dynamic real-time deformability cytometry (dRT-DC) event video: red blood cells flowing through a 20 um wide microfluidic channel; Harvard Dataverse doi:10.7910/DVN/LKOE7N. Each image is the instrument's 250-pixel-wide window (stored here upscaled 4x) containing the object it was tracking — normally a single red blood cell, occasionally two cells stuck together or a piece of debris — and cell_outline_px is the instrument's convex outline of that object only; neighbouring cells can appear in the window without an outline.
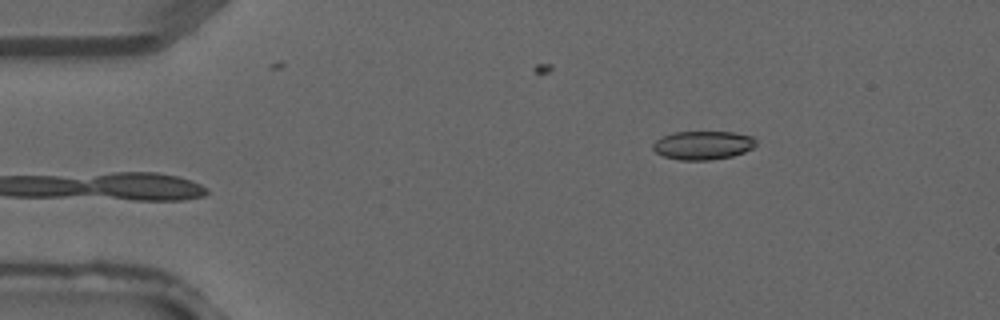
{"species": "common noctule bat (a hibernating species)", "species_latin": "Nyctalus noctula", "temperature_condition": "warm", "stored_images_in_passage": 2, "camera_frame_rate_fps": 3000, "um_per_image_px": 0.085, "animal": {"sex": "male", "forearm_length_mm": 52.5}, "frame": {"image": 1, "passage_image": 2, "time_ms": 0.333, "image_size_px": [1000, 320], "cell_outline_px": [[756, 144], [752, 148], [744, 152], [732, 156], [712, 160], [680, 160], [664, 156], [656, 152], [652, 148], [652, 144], [656, 140], [664, 136], [676, 132], [732, 132], [752, 136], [756, 140]], "centroid_in_image_um": [59.76, 12.35], "position_along_channel_um": 25.2, "area_um2": 17.11}}